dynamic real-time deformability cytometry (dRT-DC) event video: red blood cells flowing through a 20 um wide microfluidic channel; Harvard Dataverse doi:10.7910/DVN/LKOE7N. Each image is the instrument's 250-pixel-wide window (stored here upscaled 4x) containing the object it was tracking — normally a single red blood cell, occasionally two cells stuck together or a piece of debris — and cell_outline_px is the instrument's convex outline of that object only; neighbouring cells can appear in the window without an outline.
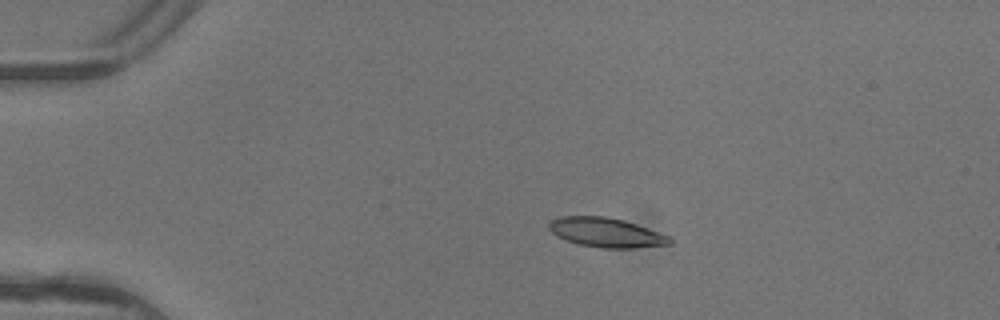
{"species": "common noctule bat (a hibernating species)", "species_latin": "Nyctalus noctula", "temperature_condition": "warm", "stored_images_in_passage": 6, "camera_frame_rate_fps": 3000, "um_per_image_px": 0.085, "animal": {"sex": "female"}, "frame": {"image": 1, "passage_image": 4, "time_ms": 1.0, "image_size_px": [1000, 320], "cell_outline_px": [[672, 244], [632, 248], [604, 248], [580, 244], [556, 236], [548, 228], [548, 224], [552, 220], [560, 216], [604, 216], [624, 220], [636, 224], [668, 236], [672, 240]], "centroid_in_image_um": [51.5, 19.76], "position_along_channel_um": 33.5, "area_um2": 20.46}}
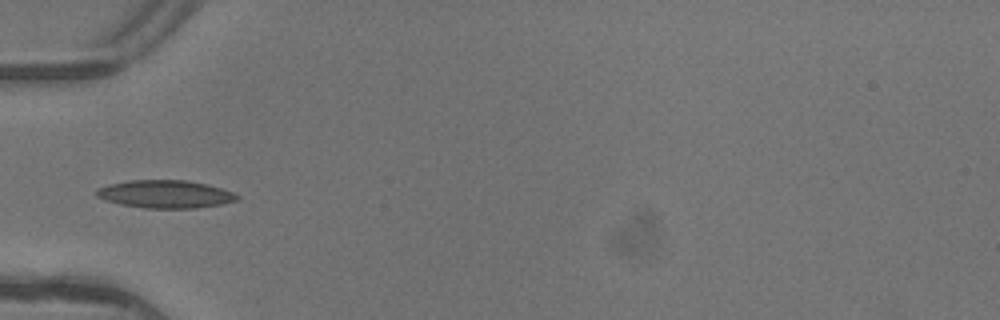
{"frame": {"image": 2, "passage_image": 6, "time_ms": 1.667, "image_size_px": [1000, 320], "cell_outline_px": [[240, 200], [224, 204], [192, 208], [144, 208], [120, 204], [104, 200], [96, 196], [96, 188], [108, 184], [128, 180], [184, 180], [208, 184], [232, 192], [240, 196]], "centroid_in_image_um": [14.04, 16.5], "position_along_channel_um": 71.0, "area_um2": 23.0}}